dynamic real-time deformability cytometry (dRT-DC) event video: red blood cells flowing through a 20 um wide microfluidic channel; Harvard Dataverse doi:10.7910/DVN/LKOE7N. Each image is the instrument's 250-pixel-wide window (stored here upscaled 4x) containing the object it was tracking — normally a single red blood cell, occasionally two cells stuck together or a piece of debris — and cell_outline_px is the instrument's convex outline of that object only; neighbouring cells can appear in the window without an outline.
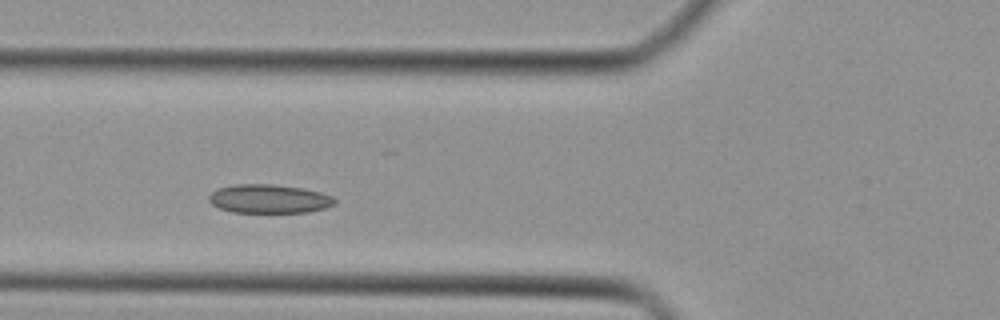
{"species": "Egyptian fruit bat (a non-hibernating species)", "species_latin": "Rousettus aegyptiacus", "temperature_condition": "cold", "stored_images_in_passage": 45, "camera_frame_rate_fps": 3000, "um_per_image_px": 0.085, "animal": {"sex": "female"}, "frame": {"image": 1, "passage_image": 16, "time_ms": 5.0, "image_size_px": [1000, 320], "cell_outline_px": [[336, 204], [324, 208], [308, 212], [232, 212], [220, 208], [212, 204], [208, 200], [208, 196], [216, 188], [236, 184], [272, 184], [304, 188], [320, 192], [332, 196], [336, 200]], "centroid_in_image_um": [22.86, 16.89], "position_along_channel_um": 102.9, "area_um2": 21.15}}
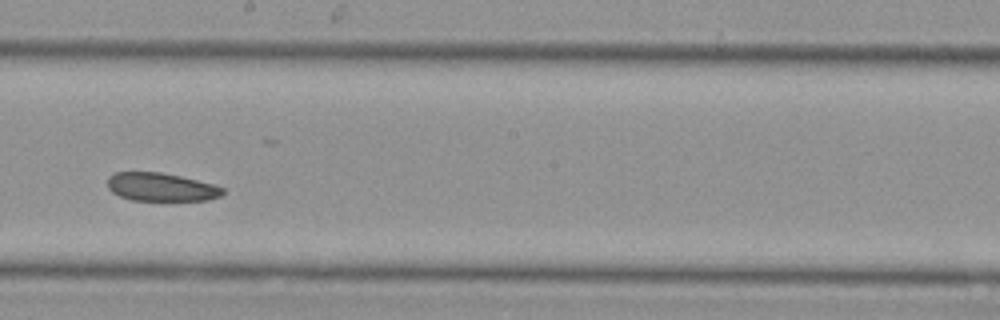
{"frame": {"image": 2, "passage_image": 25, "time_ms": 8.0, "image_size_px": [1000, 320], "cell_outline_px": [[224, 192], [220, 196], [208, 200], [132, 200], [120, 196], [112, 192], [108, 188], [108, 176], [116, 172], [160, 172], [180, 176], [216, 184], [224, 188]], "centroid_in_image_um": [13.71, 15.89], "position_along_channel_um": 234.5, "area_um2": 19.02}}
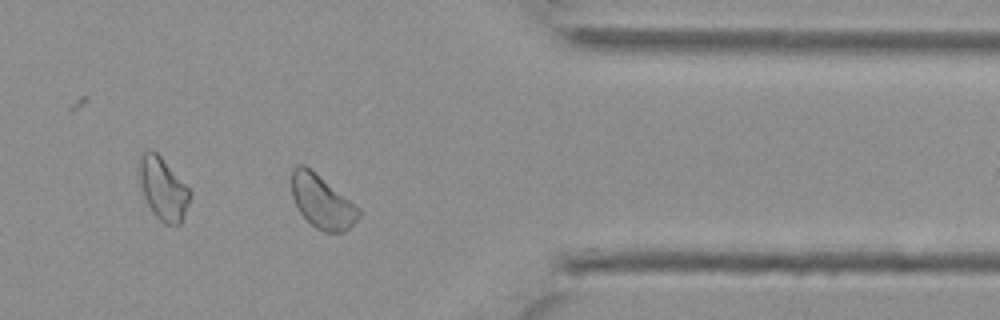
{"frame": {"image": 3, "passage_image": 36, "time_ms": 11.667, "image_size_px": [1000, 320], "cell_outline_px": [[360, 216], [344, 232], [324, 232], [316, 228], [300, 212], [292, 196], [292, 168], [296, 164], [304, 164], [360, 208]], "centroid_in_image_um": [27.36, 17.14], "position_along_channel_um": 384.0, "area_um2": 20.4}}